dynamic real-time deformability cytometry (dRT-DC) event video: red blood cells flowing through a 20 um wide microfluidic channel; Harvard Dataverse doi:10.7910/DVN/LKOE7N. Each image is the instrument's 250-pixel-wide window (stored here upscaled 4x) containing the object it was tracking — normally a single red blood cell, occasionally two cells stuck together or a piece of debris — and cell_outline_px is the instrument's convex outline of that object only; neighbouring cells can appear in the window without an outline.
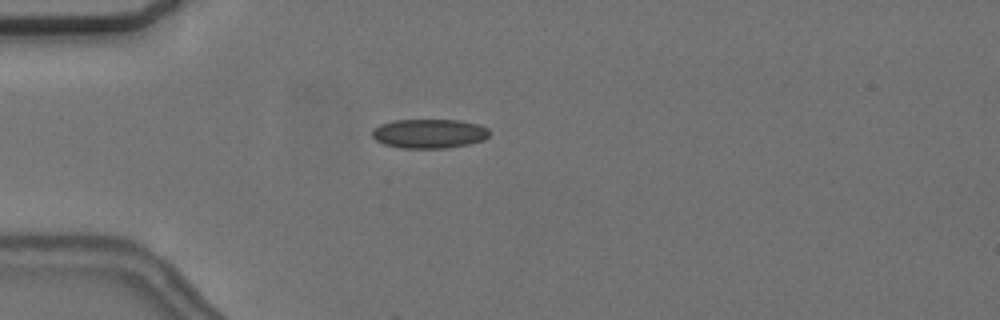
{"species": "common noctule bat (a hibernating species)", "species_latin": "Nyctalus noctula", "temperature_condition": "cold", "stored_images_in_passage": 4, "camera_frame_rate_fps": 3000, "um_per_image_px": 0.085, "animal": {"sex": "female", "body_mass_g": 24.6, "forearm_length_mm": 56.2}, "frame": {"image": 1, "passage_image": 4, "time_ms": 3.667, "image_size_px": [1000, 320], "cell_outline_px": [[488, 136], [484, 140], [468, 144], [444, 148], [400, 148], [384, 144], [376, 140], [372, 136], [372, 132], [380, 124], [392, 120], [460, 120], [480, 124], [488, 128]], "centroid_in_image_um": [36.49, 11.35], "position_along_channel_um": 48.5, "area_um2": 20.0}}